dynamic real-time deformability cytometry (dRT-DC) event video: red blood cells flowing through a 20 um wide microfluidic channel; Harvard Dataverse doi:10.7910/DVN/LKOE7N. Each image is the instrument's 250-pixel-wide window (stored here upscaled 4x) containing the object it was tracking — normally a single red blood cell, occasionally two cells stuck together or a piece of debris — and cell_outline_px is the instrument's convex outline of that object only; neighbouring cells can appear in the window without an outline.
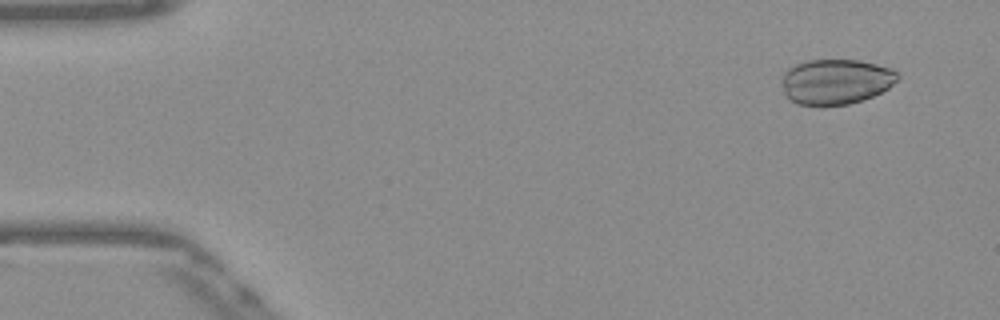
{"species": "Egyptian fruit bat (a non-hibernating species)", "species_latin": "Rousettus aegyptiacus", "temperature_condition": "warm", "stored_images_in_passage": 52, "camera_frame_rate_fps": 3000, "um_per_image_px": 0.085, "frame": {"image": 1, "passage_image": 4, "time_ms": 1.0, "image_size_px": [1000, 320], "cell_outline_px": [[900, 76], [888, 88], [864, 100], [848, 104], [820, 108], [796, 104], [788, 100], [784, 92], [784, 72], [788, 68], [796, 64], [808, 60], [860, 60], [892, 68]], "centroid_in_image_um": [71.03, 6.97], "position_along_channel_um": 14.0, "area_um2": 30.98}}
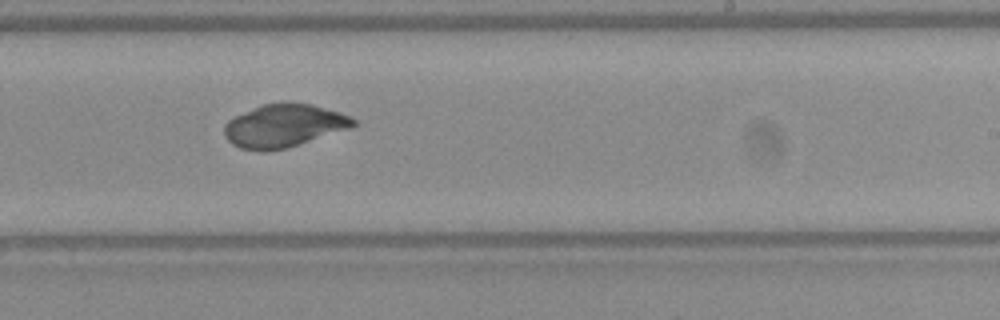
{"frame": {"image": 2, "passage_image": 32, "time_ms": 10.333, "image_size_px": [1000, 320], "cell_outline_px": [[356, 124], [352, 128], [288, 148], [264, 152], [240, 148], [232, 144], [224, 136], [224, 124], [228, 120], [260, 104], [312, 104], [340, 112], [352, 116], [356, 120]], "centroid_in_image_um": [24.15, 10.71], "position_along_channel_um": 264.9, "area_um2": 32.37}}
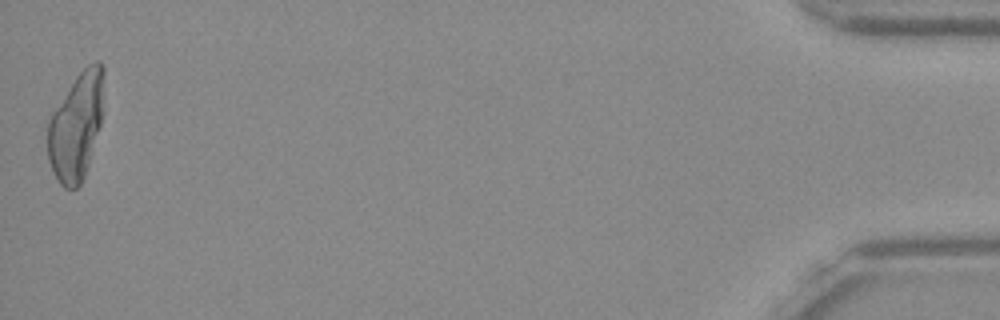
{"frame": {"image": 3, "passage_image": 52, "time_ms": 17.0, "image_size_px": [1000, 320], "cell_outline_px": [[104, 112], [88, 164], [84, 176], [80, 184], [76, 188], [64, 188], [60, 184], [48, 160], [48, 120], [52, 112], [76, 76], [88, 64], [96, 60], [100, 60], [104, 68]], "centroid_in_image_um": [6.51, 10.67], "position_along_channel_um": 428.7, "area_um2": 35.14}}